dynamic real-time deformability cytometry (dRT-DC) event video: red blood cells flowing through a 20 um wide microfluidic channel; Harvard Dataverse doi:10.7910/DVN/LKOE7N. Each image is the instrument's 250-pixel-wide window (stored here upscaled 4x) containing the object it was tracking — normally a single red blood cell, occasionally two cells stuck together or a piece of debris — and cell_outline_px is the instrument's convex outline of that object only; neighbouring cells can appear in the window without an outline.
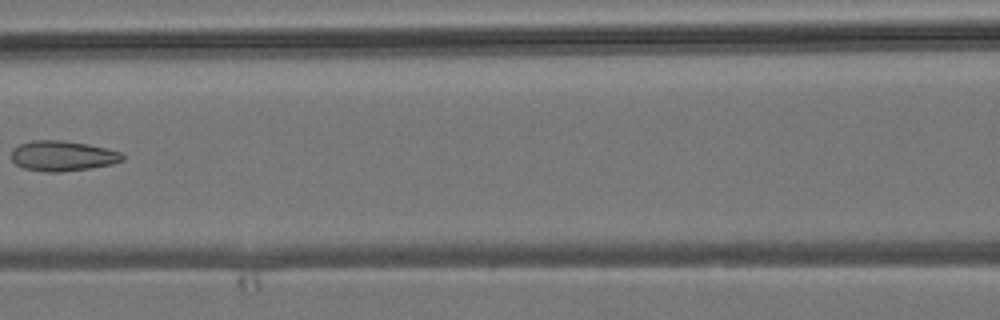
{"species": "common noctule bat (a hibernating species)", "species_latin": "Nyctalus noctula", "temperature_condition": "room temperature", "stored_images_in_passage": 8, "camera_frame_rate_fps": 3000, "um_per_image_px": 0.085, "animal": {"sex": "male", "body_mass_g": 19.2, "forearm_length_mm": 51.8}, "frame": {"image": 1, "passage_image": 8, "time_ms": 9.0, "image_size_px": [1000, 320], "cell_outline_px": [[124, 160], [112, 164], [88, 168], [60, 172], [44, 172], [24, 168], [16, 164], [12, 160], [12, 148], [20, 144], [32, 140], [60, 140], [88, 144], [120, 152], [124, 156]], "centroid_in_image_um": [5.29, 13.25], "position_along_channel_um": 161.3, "area_um2": 19.48}}